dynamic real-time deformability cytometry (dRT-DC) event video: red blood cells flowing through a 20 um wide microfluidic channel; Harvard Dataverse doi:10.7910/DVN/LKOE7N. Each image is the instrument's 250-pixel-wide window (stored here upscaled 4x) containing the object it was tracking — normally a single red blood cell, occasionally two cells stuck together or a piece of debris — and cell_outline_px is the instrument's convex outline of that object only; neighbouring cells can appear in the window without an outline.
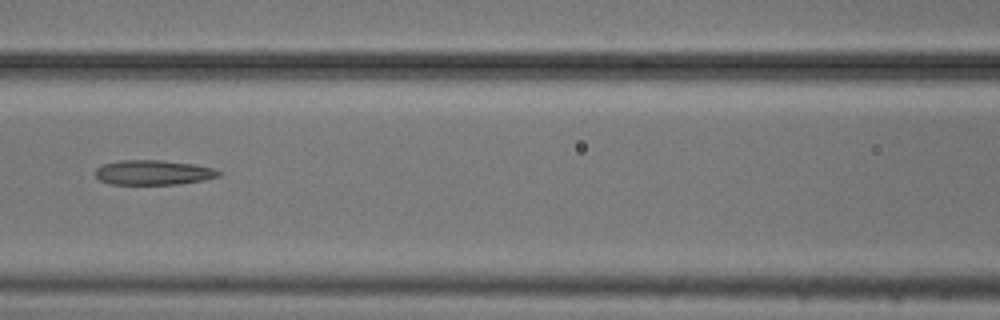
{"species": "common noctule bat (a hibernating species)", "species_latin": "Nyctalus noctula", "temperature_condition": "cold", "stored_images_in_passage": 4, "camera_frame_rate_fps": 3000, "um_per_image_px": 0.085, "animal": {"sex": "male", "body_mass_g": 20.5, "forearm_length_mm": 52.5}, "frame": {"image": 1, "passage_image": 4, "time_ms": 1.0, "image_size_px": [1000, 320], "cell_outline_px": [[220, 176], [204, 180], [176, 184], [108, 184], [100, 180], [96, 176], [96, 168], [104, 164], [120, 160], [160, 160], [192, 164], [212, 168], [220, 172]], "centroid_in_image_um": [13.01, 14.66], "position_along_channel_um": 153.6, "area_um2": 17.63}}